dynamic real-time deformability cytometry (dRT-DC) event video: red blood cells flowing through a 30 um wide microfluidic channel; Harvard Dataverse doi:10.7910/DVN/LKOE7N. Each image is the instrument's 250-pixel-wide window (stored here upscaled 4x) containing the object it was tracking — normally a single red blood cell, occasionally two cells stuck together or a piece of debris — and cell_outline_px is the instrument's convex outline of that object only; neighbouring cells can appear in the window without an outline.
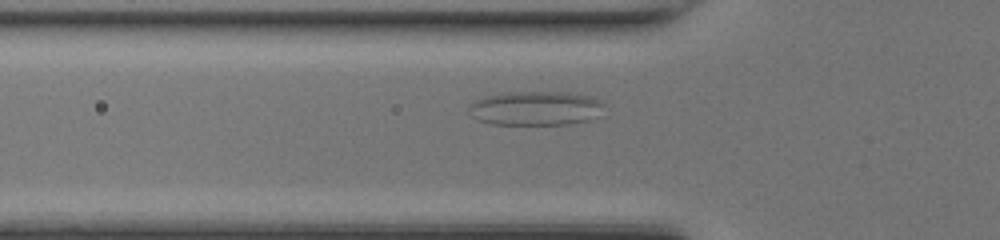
{"species": "common noctule bat (a hibernating species)", "species_latin": "Nyctalus noctula", "temperature_condition": "room temperature", "stored_images_in_passage": 32, "camera_frame_rate_fps": 3000, "um_per_image_px": 0.085, "animal": {"sex": "female", "body_mass_g": 17.0, "forearm_length_mm": 48.0}, "frame": {"image": 1, "passage_image": 2, "time_ms": 0.333, "image_size_px": [1000, 240], "cell_outline_px": [[604, 116], [588, 120], [568, 124], [492, 124], [480, 120], [472, 116], [468, 112], [468, 104], [484, 96], [500, 92], [568, 92], [592, 96], [600, 100], [604, 104]], "centroid_in_image_um": [45.57, 9.19], "position_along_channel_um": 80.2, "area_um2": 27.51}}
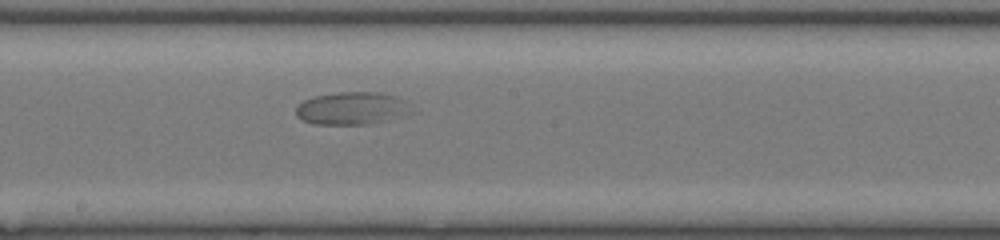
{"frame": {"image": 2, "passage_image": 12, "time_ms": 3.667, "image_size_px": [1000, 240], "cell_outline_px": [[420, 112], [368, 124], [312, 124], [300, 120], [296, 116], [296, 104], [304, 100], [316, 96], [340, 92], [380, 92], [404, 100]], "centroid_in_image_um": [29.95, 9.22], "position_along_channel_um": 218.2, "area_um2": 22.31}}
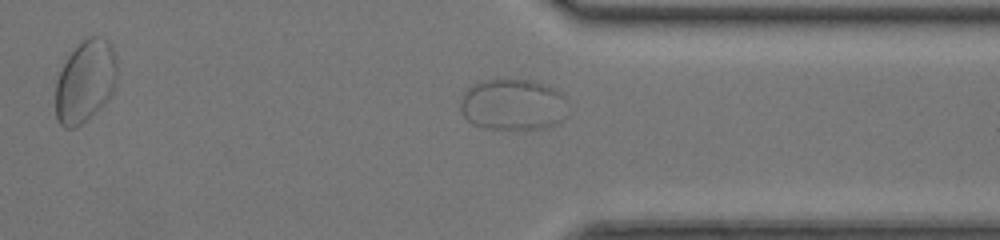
{"frame": {"image": 3, "passage_image": 23, "time_ms": 7.333, "image_size_px": [1000, 240], "cell_outline_px": [[564, 96], [560, 120], [556, 124], [544, 128], [484, 128], [472, 124], [464, 116], [460, 108], [460, 100], [464, 92], [468, 88], [484, 80], [532, 80], [556, 88]], "centroid_in_image_um": [43.53, 8.88], "position_along_channel_um": 367.9, "area_um2": 31.44}}